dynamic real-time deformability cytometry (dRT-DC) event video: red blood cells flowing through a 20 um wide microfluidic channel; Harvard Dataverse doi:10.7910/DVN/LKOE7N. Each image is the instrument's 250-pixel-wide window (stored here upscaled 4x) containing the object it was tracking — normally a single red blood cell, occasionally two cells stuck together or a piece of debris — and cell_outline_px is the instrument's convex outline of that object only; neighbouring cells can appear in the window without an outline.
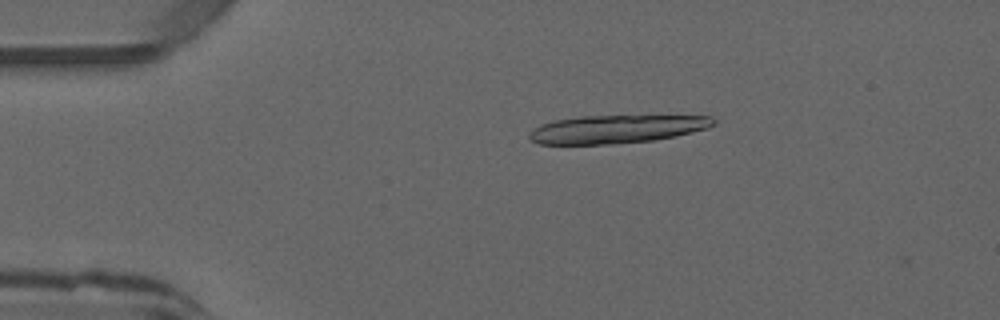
{"species": "common noctule bat (a hibernating species)", "species_latin": "Nyctalus noctula", "temperature_condition": "warm", "stored_images_in_passage": 9, "camera_frame_rate_fps": 3000, "um_per_image_px": 0.085, "animal": {"sex": "male", "forearm_length_mm": 52.5}, "frame": {"image": 1, "passage_image": 1, "time_ms": 0.0, "image_size_px": [1000, 320], "cell_outline_px": [[716, 124], [708, 128], [676, 136], [652, 140], [612, 144], [540, 144], [528, 140], [528, 132], [540, 124], [556, 120], [580, 116], [712, 116], [716, 120]], "centroid_in_image_um": [52.38, 10.97], "position_along_channel_um": 32.6, "area_um2": 30.29}}